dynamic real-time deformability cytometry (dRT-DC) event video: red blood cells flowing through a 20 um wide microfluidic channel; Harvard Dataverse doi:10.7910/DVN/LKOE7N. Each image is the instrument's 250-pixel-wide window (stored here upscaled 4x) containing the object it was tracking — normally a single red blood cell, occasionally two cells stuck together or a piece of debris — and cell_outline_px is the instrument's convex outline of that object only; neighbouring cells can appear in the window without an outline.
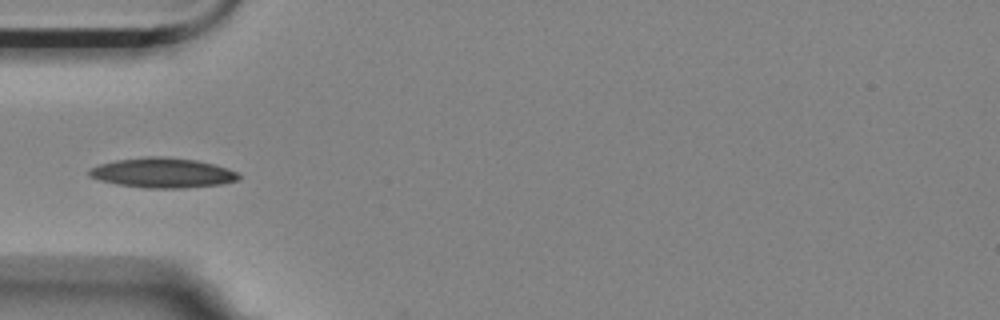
{"species": "Egyptian fruit bat (a non-hibernating species)", "species_latin": "Rousettus aegyptiacus", "temperature_condition": "room temperature", "stored_images_in_passage": 7, "camera_frame_rate_fps": 3000, "um_per_image_px": 0.085, "animal": {"sex": "female"}, "frame": {"image": 1, "passage_image": 5, "time_ms": 1.333, "image_size_px": [1000, 320], "cell_outline_px": [[240, 180], [220, 184], [184, 188], [144, 188], [116, 184], [100, 180], [88, 176], [88, 172], [92, 168], [100, 164], [116, 160], [148, 156], [164, 156], [196, 160], [228, 168], [236, 172], [240, 176]], "centroid_in_image_um": [13.82, 14.69], "position_along_channel_um": 71.2, "area_um2": 26.01}}
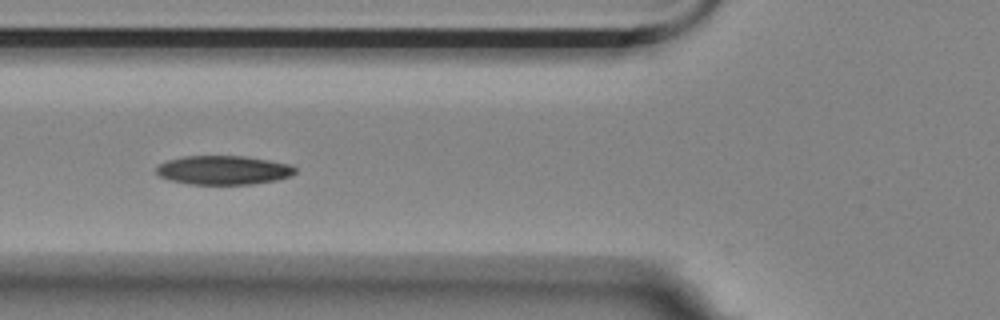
{"frame": {"image": 2, "passage_image": 6, "time_ms": 1.667, "image_size_px": [1000, 320], "cell_outline_px": [[296, 172], [292, 176], [276, 180], [252, 184], [188, 184], [172, 180], [160, 176], [156, 172], [156, 168], [160, 164], [168, 160], [184, 156], [244, 156], [268, 160], [288, 164], [296, 168]], "centroid_in_image_um": [19.01, 14.46], "position_along_channel_um": 106.8, "area_um2": 23.29}}
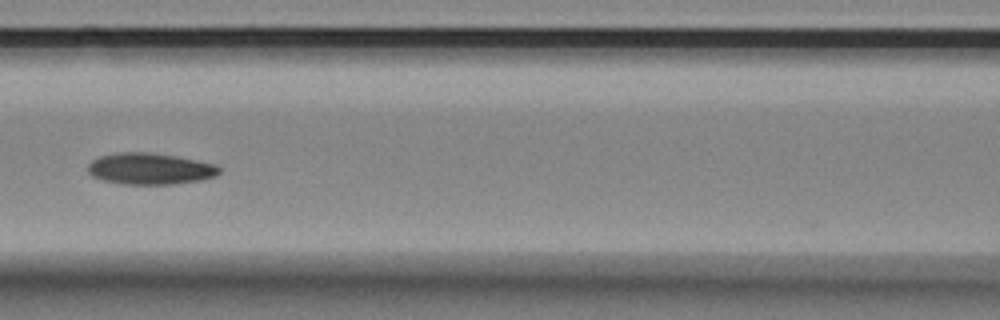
{"frame": {"image": 3, "passage_image": 7, "time_ms": 2.0, "image_size_px": [1000, 320], "cell_outline_px": [[220, 172], [216, 176], [200, 180], [172, 184], [124, 184], [100, 180], [92, 176], [88, 172], [88, 164], [92, 160], [100, 156], [116, 152], [148, 152], [176, 156], [216, 164], [220, 168]], "centroid_in_image_um": [12.73, 14.34], "position_along_channel_um": 153.9, "area_um2": 24.16}}